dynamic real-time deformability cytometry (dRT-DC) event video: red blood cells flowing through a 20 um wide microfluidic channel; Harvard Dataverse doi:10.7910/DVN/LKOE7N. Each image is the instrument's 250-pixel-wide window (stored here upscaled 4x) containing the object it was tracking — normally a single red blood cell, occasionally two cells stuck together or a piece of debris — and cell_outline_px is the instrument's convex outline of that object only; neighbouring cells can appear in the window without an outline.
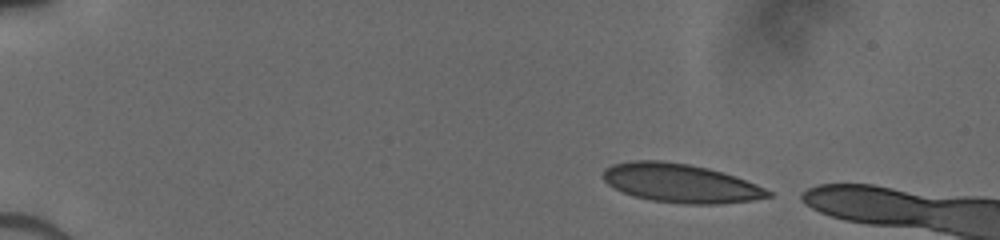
{"species": "human", "species_latin": "Homo sapiens", "temperature_condition": "cold", "stored_images_in_passage": 9, "camera_frame_rate_fps": 3000, "um_per_image_px": 0.085, "donor": {"sex": "male"}, "frame": {"image": 1, "passage_image": 1, "time_ms": 0.0, "image_size_px": [1000, 240], "cell_outline_px": [[772, 196], [752, 200], [716, 204], [684, 204], [652, 200], [636, 196], [624, 192], [608, 184], [604, 180], [604, 168], [612, 164], [628, 160], [660, 160], [688, 164], [708, 168], [736, 176], [756, 184], [772, 192]], "centroid_in_image_um": [57.85, 15.56], "position_along_channel_um": 27.2, "area_um2": 37.11}}